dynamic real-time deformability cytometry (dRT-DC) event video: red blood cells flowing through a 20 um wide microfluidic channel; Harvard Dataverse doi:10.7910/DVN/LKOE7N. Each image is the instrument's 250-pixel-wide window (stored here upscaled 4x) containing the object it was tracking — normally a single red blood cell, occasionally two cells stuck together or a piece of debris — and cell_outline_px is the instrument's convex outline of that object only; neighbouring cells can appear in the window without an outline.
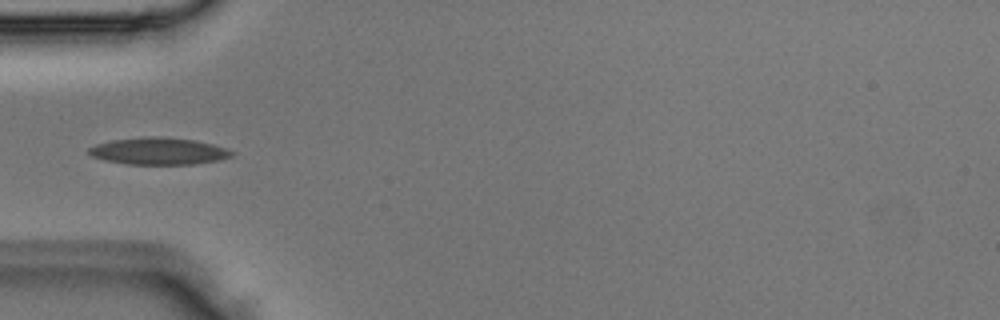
{"species": "Egyptian fruit bat (a non-hibernating species)", "species_latin": "Rousettus aegyptiacus", "temperature_condition": "room temperature", "stored_images_in_passage": 2, "camera_frame_rate_fps": 3000, "um_per_image_px": 0.085, "animal": {"sex": "male"}, "frame": {"image": 1, "passage_image": 2, "time_ms": 0.333, "image_size_px": [1000, 320], "cell_outline_px": [[236, 152], [232, 156], [220, 160], [192, 164], [128, 164], [104, 160], [92, 156], [88, 152], [88, 148], [96, 144], [112, 140], [144, 136], [164, 136], [196, 140], [212, 144]], "centroid_in_image_um": [13.49, 12.83], "position_along_channel_um": 71.5, "area_um2": 22.6}}